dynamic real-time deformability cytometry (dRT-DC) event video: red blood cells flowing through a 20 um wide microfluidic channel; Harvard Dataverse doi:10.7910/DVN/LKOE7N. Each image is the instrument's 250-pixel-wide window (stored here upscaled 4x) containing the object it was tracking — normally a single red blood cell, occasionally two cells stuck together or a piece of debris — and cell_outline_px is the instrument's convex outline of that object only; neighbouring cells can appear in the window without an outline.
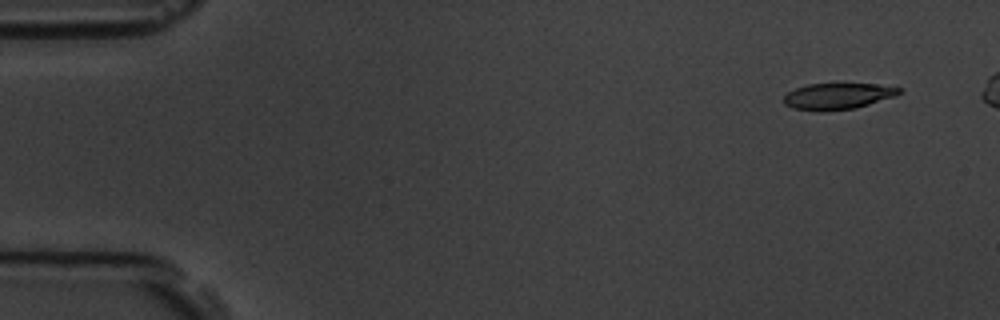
{"species": "common noctule bat (a hibernating species)", "species_latin": "Nyctalus noctula", "temperature_condition": "room temperature", "stored_images_in_passage": 5, "camera_frame_rate_fps": 3000, "um_per_image_px": 0.085, "animal": {"sex": "male", "body_mass_g": 19.5, "forearm_length_mm": 54.6}, "frame": {"image": 1, "passage_image": 1, "time_ms": 0.0, "image_size_px": [1000, 320], "cell_outline_px": [[904, 88], [896, 96], [856, 108], [824, 112], [820, 112], [792, 108], [784, 104], [784, 96], [788, 92], [796, 88], [808, 84], [880, 84]], "centroid_in_image_um": [71.22, 8.18], "position_along_channel_um": 13.8, "area_um2": 17.86}}